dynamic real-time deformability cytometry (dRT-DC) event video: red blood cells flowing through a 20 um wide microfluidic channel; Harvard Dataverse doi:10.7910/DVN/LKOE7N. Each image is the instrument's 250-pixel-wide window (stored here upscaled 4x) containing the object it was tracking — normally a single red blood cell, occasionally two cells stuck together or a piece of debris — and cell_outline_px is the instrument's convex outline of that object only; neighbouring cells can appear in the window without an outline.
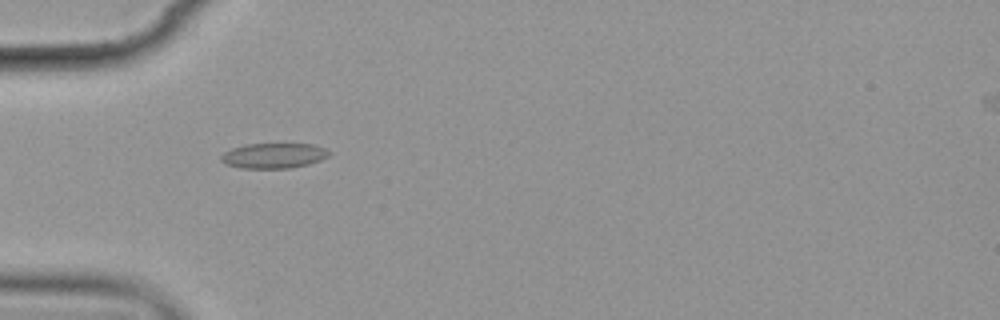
{"species": "common noctule bat (a hibernating species)", "species_latin": "Nyctalus noctula", "temperature_condition": "cold", "stored_images_in_passage": 6, "camera_frame_rate_fps": 3000, "um_per_image_px": 0.085, "animal": {"sex": "female", "body_mass_g": 19.9}, "frame": {"image": 1, "passage_image": 5, "time_ms": 5.667, "image_size_px": [1000, 320], "cell_outline_px": [[332, 152], [328, 156], [320, 160], [308, 164], [288, 168], [240, 168], [224, 164], [220, 160], [220, 156], [224, 152], [232, 148], [244, 144], [316, 144]], "centroid_in_image_um": [23.24, 13.23], "position_along_channel_um": 61.8, "area_um2": 15.95}}
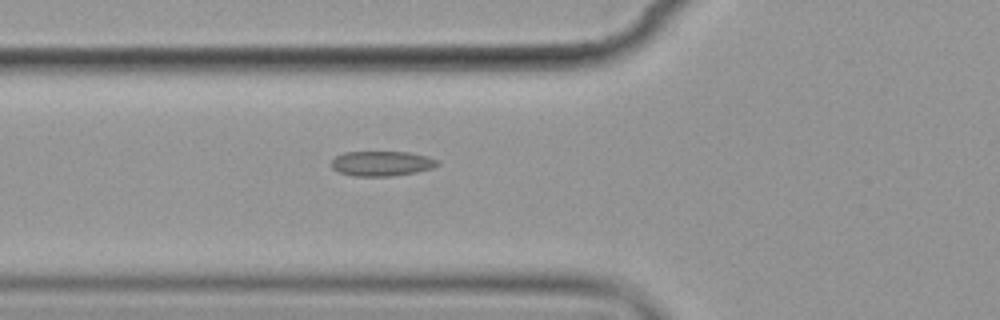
{"frame": {"image": 2, "passage_image": 6, "time_ms": 6.667, "image_size_px": [1000, 320], "cell_outline_px": [[440, 164], [432, 168], [416, 172], [392, 176], [352, 176], [340, 172], [332, 168], [332, 160], [336, 156], [344, 152], [408, 152], [428, 156], [440, 160]], "centroid_in_image_um": [32.48, 13.89], "position_along_channel_um": 93.3, "area_um2": 15.49}}